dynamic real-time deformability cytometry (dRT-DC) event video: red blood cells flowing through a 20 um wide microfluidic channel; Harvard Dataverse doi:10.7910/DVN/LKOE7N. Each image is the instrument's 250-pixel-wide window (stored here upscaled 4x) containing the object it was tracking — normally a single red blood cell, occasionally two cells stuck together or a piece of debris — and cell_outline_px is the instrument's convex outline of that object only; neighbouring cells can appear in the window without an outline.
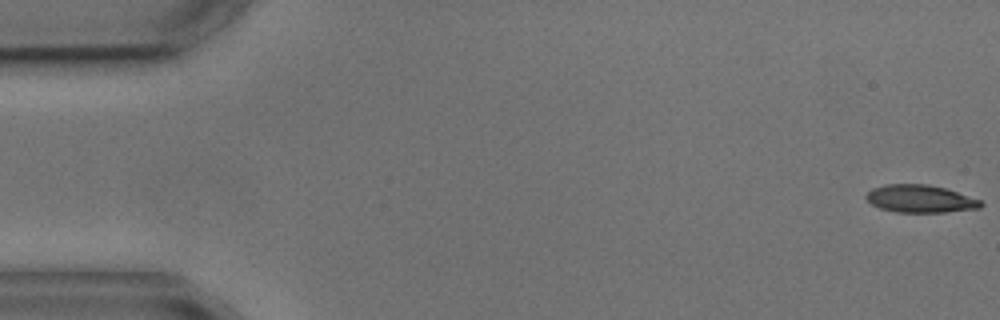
{"species": "common noctule bat (a hibernating species)", "species_latin": "Nyctalus noctula", "temperature_condition": "cold", "stored_images_in_passage": 6, "segment_of_instrument_passage": [1, 2], "camera_frame_rate_fps": 3000, "um_per_image_px": 0.085, "animal": {"sex": "male", "body_mass_g": 17.9, "forearm_length_mm": 54.2}, "frame": {"image": 1, "passage_image": 1, "time_ms": 0.0, "image_size_px": [1000, 320], "cell_outline_px": [[984, 204], [980, 208], [944, 212], [896, 212], [880, 208], [872, 204], [864, 196], [872, 188], [884, 184], [928, 184], [944, 188], [980, 200]], "centroid_in_image_um": [78.19, 16.89], "position_along_channel_um": 6.8, "area_um2": 18.32}}
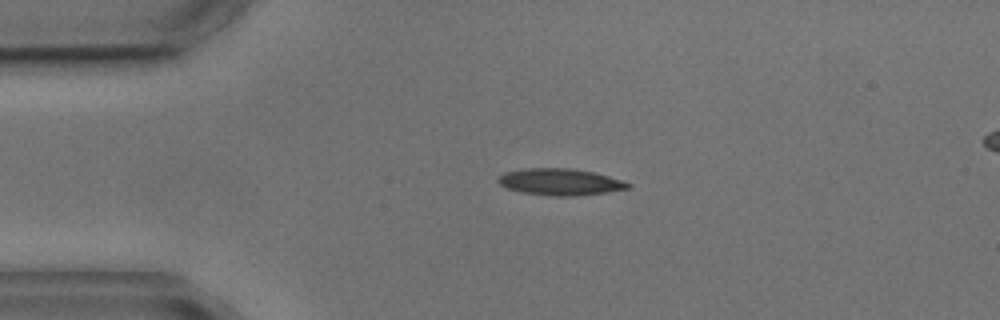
{"frame": {"image": 2, "passage_image": 4, "time_ms": 3.667, "image_size_px": [1000, 320], "cell_outline_px": [[632, 184], [628, 188], [604, 192], [568, 196], [556, 196], [520, 192], [508, 188], [500, 184], [496, 180], [504, 172], [524, 168], [572, 168], [592, 172], [624, 180]], "centroid_in_image_um": [47.58, 15.45], "position_along_channel_um": 37.4, "area_um2": 19.94}}